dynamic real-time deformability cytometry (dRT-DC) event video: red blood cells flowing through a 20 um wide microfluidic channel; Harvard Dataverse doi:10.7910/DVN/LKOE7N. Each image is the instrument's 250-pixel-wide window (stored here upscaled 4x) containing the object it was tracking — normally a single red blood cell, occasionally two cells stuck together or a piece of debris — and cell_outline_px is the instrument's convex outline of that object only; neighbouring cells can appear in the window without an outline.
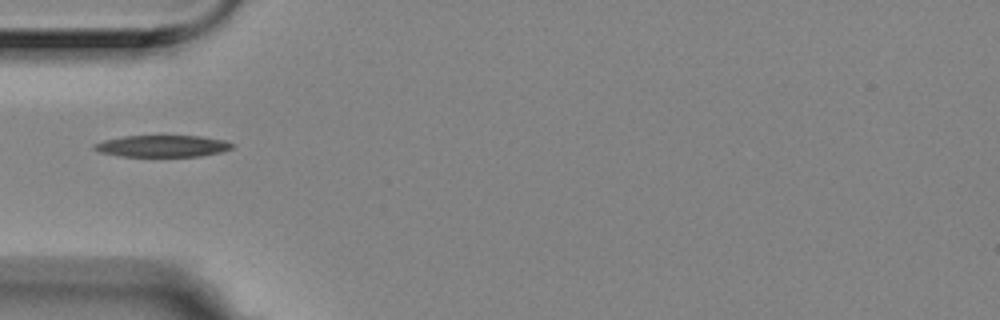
{"species": "Egyptian fruit bat (a non-hibernating species)", "species_latin": "Rousettus aegyptiacus", "temperature_condition": "room temperature", "stored_images_in_passage": 1, "camera_frame_rate_fps": 3000, "um_per_image_px": 0.085, "animal": {"sex": "female"}, "frame": {"image": 1, "passage_image": 1, "time_ms": 0.0, "image_size_px": [1000, 320], "cell_outline_px": [[236, 144], [232, 148], [220, 152], [200, 156], [120, 156], [100, 152], [92, 148], [92, 144], [104, 140], [124, 136], [200, 136], [224, 140]], "centroid_in_image_um": [13.8, 12.41], "position_along_channel_um": 71.2, "area_um2": 17.4}}